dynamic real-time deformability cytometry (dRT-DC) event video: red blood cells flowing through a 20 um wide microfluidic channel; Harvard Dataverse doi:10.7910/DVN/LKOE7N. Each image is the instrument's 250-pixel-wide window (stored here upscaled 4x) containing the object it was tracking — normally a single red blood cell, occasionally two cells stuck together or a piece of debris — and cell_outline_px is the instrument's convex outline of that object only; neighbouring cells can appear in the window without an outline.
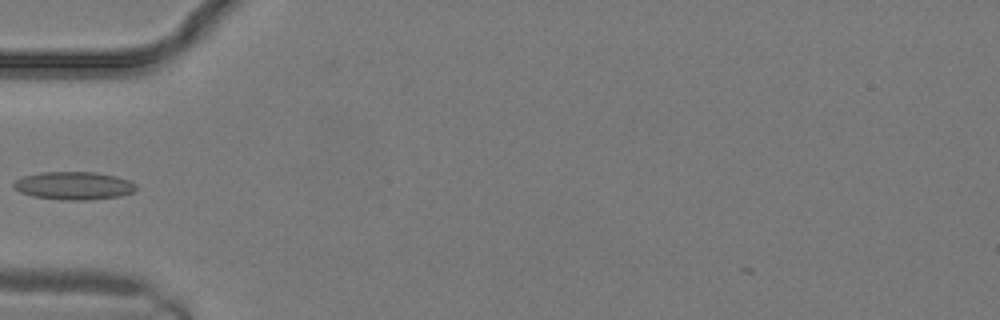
{"species": "common noctule bat (a hibernating species)", "species_latin": "Nyctalus noctula", "temperature_condition": "warm", "stored_images_in_passage": 13, "camera_frame_rate_fps": 3000, "um_per_image_px": 0.085, "animal": {"sex": "male", "body_mass_g": 19.2, "forearm_length_mm": 51.8}, "frame": {"image": 1, "passage_image": 6, "time_ms": 1.667, "image_size_px": [1000, 320], "cell_outline_px": [[136, 188], [132, 192], [120, 196], [84, 200], [60, 200], [32, 196], [20, 192], [12, 184], [16, 180], [24, 176], [40, 172], [96, 172], [116, 176], [128, 180], [136, 184]], "centroid_in_image_um": [6.26, 15.78], "position_along_channel_um": 78.7, "area_um2": 19.88}}
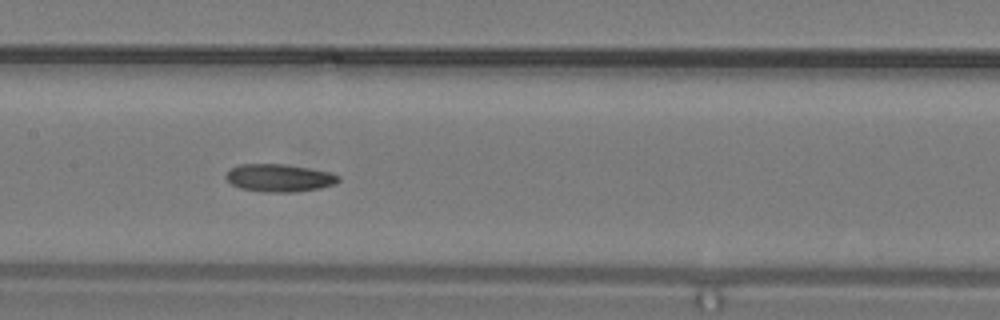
{"frame": {"image": 2, "passage_image": 10, "time_ms": 3.0, "image_size_px": [1000, 320], "cell_outline_px": [[340, 180], [336, 184], [320, 188], [292, 192], [264, 192], [240, 188], [232, 184], [224, 176], [232, 168], [240, 164], [284, 164], [308, 168], [328, 172], [340, 176]], "centroid_in_image_um": [23.74, 15.12], "position_along_channel_um": 183.7, "area_um2": 18.03}}
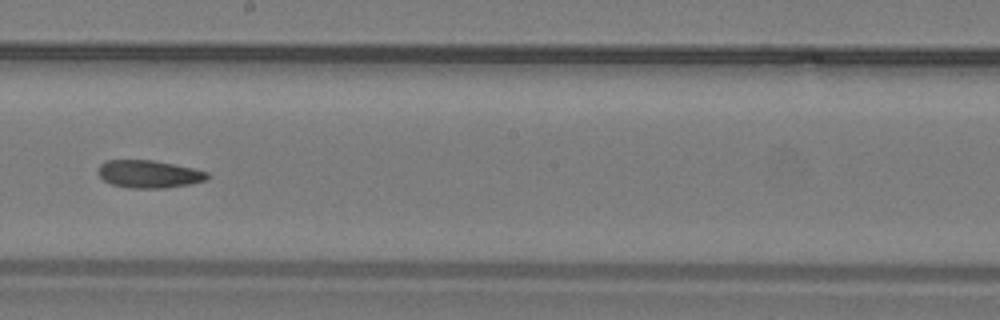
{"frame": {"image": 3, "passage_image": 12, "time_ms": 3.667, "image_size_px": [1000, 320], "cell_outline_px": [[208, 176], [204, 180], [188, 184], [164, 188], [128, 188], [112, 184], [104, 180], [96, 172], [100, 164], [108, 160], [152, 160], [192, 168], [208, 172]], "centroid_in_image_um": [12.6, 14.79], "position_along_channel_um": 235.6, "area_um2": 17.4}}